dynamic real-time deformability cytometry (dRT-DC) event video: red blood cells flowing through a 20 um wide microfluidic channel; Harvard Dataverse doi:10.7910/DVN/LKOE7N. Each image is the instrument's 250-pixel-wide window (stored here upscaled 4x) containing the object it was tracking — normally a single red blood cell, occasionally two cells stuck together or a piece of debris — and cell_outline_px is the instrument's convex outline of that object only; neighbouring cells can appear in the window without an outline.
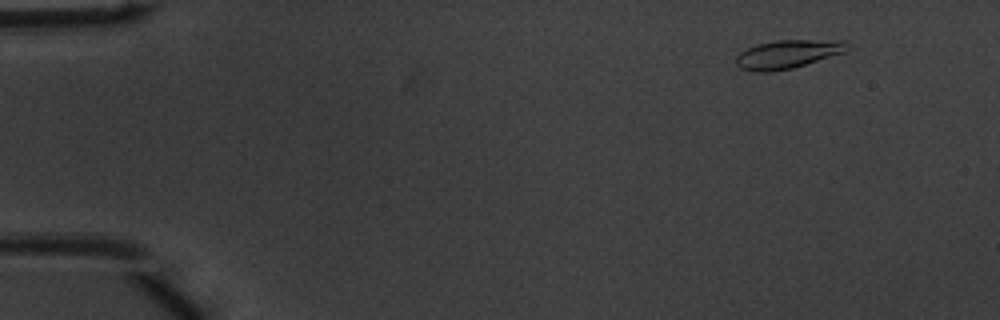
{"species": "common noctule bat (a hibernating species)", "species_latin": "Nyctalus noctula", "temperature_condition": "warm", "stored_images_in_passage": 48, "camera_frame_rate_fps": 3000, "um_per_image_px": 0.085, "animal": {"sex": "male", "body_mass_g": 20.1, "forearm_length_mm": 53.5}, "frame": {"image": 1, "passage_image": 3, "time_ms": 0.667, "image_size_px": [1000, 320], "cell_outline_px": [[848, 48], [844, 52], [792, 68], [772, 72], [752, 72], [740, 68], [736, 64], [736, 56], [740, 52], [756, 44], [776, 40], [848, 40]], "centroid_in_image_um": [66.93, 4.6], "position_along_channel_um": 18.1, "area_um2": 18.5}}
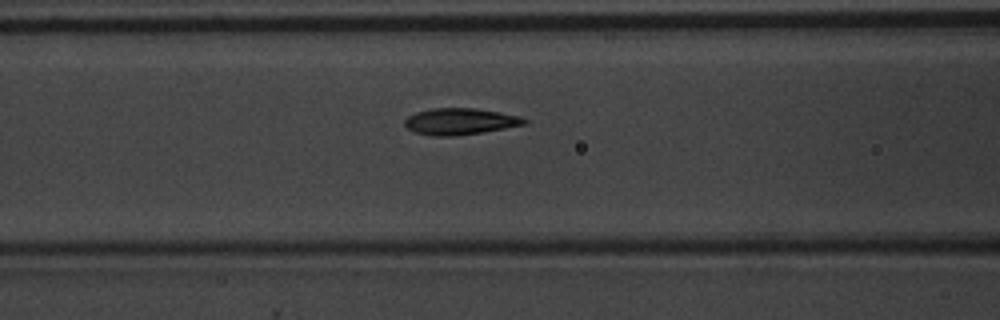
{"frame": {"image": 2, "passage_image": 19, "time_ms": 6.0, "image_size_px": [1000, 320], "cell_outline_px": [[528, 124], [480, 132], [452, 136], [432, 136], [416, 132], [408, 128], [404, 124], [404, 120], [408, 116], [416, 112], [432, 108], [472, 108], [520, 116], [528, 120]], "centroid_in_image_um": [39.09, 10.32], "position_along_channel_um": 127.5, "area_um2": 18.21}}
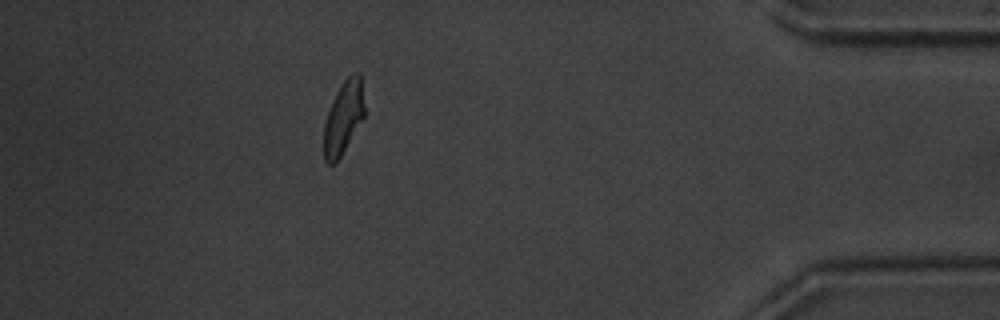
{"frame": {"image": 3, "passage_image": 43, "time_ms": 14.0, "image_size_px": [1000, 320], "cell_outline_px": [[364, 116], [336, 164], [328, 164], [324, 160], [324, 124], [332, 100], [340, 84], [352, 72], [360, 72], [364, 104]], "centroid_in_image_um": [29.18, 9.98], "position_along_channel_um": 406.0, "area_um2": 17.22}, "authors_computed_cell_mechanics": {"area_um2": 18.0336, "velocity_mm_per_s": 4.037, "shape_relaxation_time_tau1_ms": 2.5508, "shape_relaxation_time_tau2_ms": 0.985, "deformation_change_tau1": 0.1415, "deformation_change_tau2": 0.0537}}